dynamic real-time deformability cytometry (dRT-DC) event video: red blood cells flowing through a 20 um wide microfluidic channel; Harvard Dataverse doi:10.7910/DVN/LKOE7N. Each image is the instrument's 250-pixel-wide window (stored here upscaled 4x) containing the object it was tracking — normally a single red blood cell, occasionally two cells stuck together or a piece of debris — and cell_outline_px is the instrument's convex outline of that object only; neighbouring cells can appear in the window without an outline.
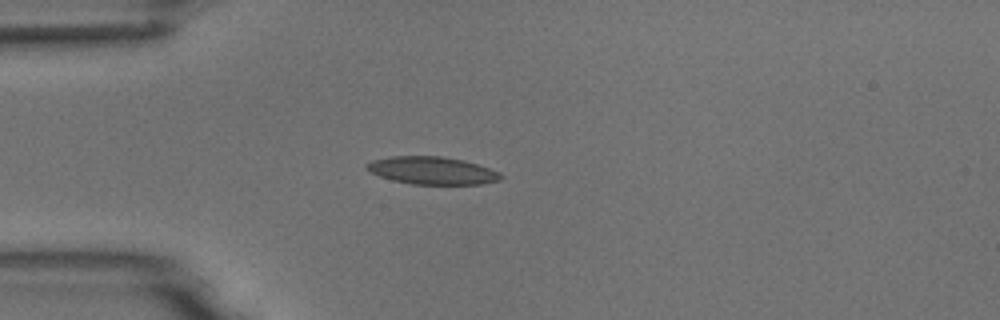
{"species": "common noctule bat (a hibernating species)", "species_latin": "Nyctalus noctula", "temperature_condition": "room temperature", "stored_images_in_passage": 5, "camera_frame_rate_fps": 3000, "um_per_image_px": 0.085, "animal": {"sex": "male", "body_mass_g": 18.8}, "frame": {"image": 1, "passage_image": 5, "time_ms": 4.333, "image_size_px": [1000, 320], "cell_outline_px": [[504, 176], [500, 180], [480, 184], [412, 184], [392, 180], [380, 176], [364, 168], [364, 164], [372, 160], [392, 156], [440, 156], [460, 160], [476, 164], [500, 172]], "centroid_in_image_um": [36.7, 14.5], "position_along_channel_um": 48.3, "area_um2": 21.44}}